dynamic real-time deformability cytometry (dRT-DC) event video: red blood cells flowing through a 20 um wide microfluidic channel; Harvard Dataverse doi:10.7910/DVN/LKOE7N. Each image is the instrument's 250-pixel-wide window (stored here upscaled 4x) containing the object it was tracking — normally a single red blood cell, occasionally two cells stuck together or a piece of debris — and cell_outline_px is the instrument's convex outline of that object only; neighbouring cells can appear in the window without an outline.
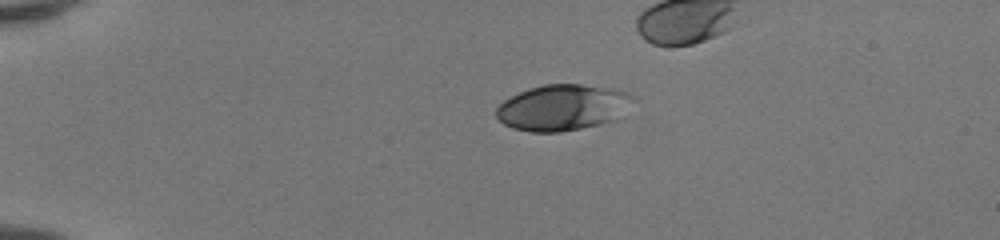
{"species": "human", "species_latin": "Homo sapiens", "temperature_condition": "room temperature", "stored_images_in_passage": 34, "camera_frame_rate_fps": 3000, "um_per_image_px": 0.085, "donor": {"sex": "female"}, "frame": {"image": 1, "passage_image": 1, "time_ms": 0.0, "image_size_px": [1000, 240], "cell_outline_px": [[636, 100], [628, 116], [624, 120], [560, 132], [528, 132], [512, 128], [504, 124], [496, 116], [496, 108], [504, 100], [520, 92], [544, 84], [580, 84], [620, 88], [628, 92]], "centroid_in_image_um": [47.99, 9.15], "position_along_channel_um": 37.0, "area_um2": 37.86}}
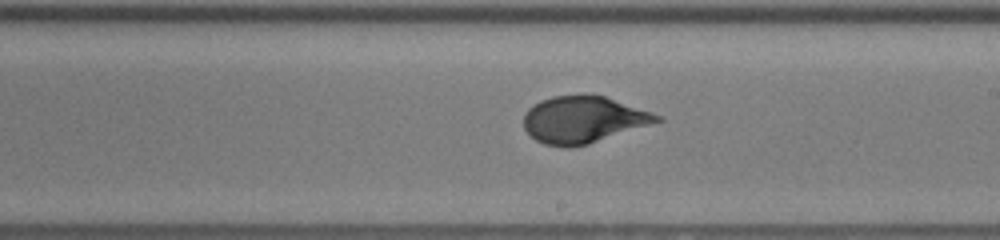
{"frame": {"image": 2, "passage_image": 20, "time_ms": 6.333, "image_size_px": [1000, 240], "cell_outline_px": [[664, 120], [588, 144], [572, 148], [568, 148], [544, 144], [536, 140], [524, 128], [524, 112], [528, 108], [540, 100], [552, 96], [604, 96], [664, 116]], "centroid_in_image_um": [49.58, 10.18], "position_along_channel_um": 239.4, "area_um2": 36.07}}
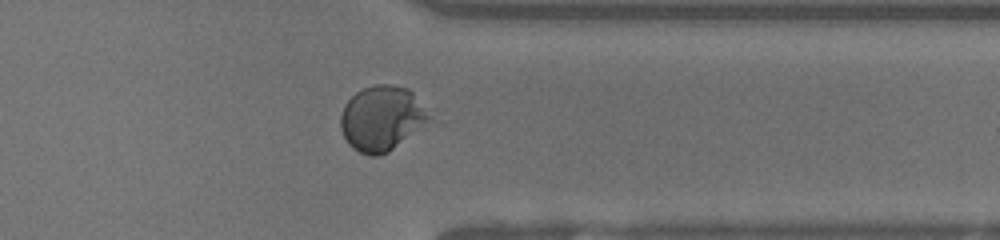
{"frame": {"image": 3, "passage_image": 30, "time_ms": 9.667, "image_size_px": [1000, 240], "cell_outline_px": [[436, 120], [388, 152], [380, 156], [368, 156], [352, 148], [348, 144], [340, 128], [340, 116], [344, 104], [356, 92], [364, 88], [376, 84], [392, 84], [408, 88], [412, 92]], "centroid_in_image_um": [32.5, 10.07], "position_along_channel_um": 378.9, "area_um2": 34.28}}